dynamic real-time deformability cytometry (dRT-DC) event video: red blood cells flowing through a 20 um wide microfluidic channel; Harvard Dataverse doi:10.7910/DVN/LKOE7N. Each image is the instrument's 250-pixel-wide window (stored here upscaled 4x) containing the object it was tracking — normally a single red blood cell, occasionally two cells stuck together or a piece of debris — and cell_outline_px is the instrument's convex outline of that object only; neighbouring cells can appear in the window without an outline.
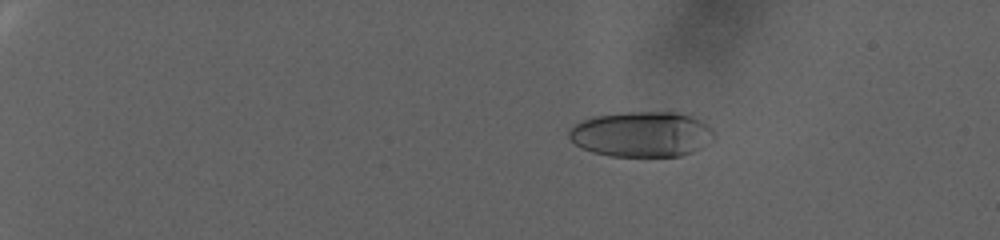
{"species": "human", "species_latin": "Homo sapiens", "temperature_condition": "warm", "stored_images_in_passage": 98, "camera_frame_rate_fps": 3000, "um_per_image_px": 0.085, "donor": {"sex": "female"}, "frame": {"image": 1, "passage_image": 22, "time_ms": 7.0, "image_size_px": [1000, 240], "cell_outline_px": [[716, 136], [712, 140], [700, 148], [692, 152], [680, 156], [612, 156], [592, 152], [576, 144], [568, 136], [568, 128], [580, 120], [592, 116], [624, 112], [676, 112], [700, 120], [708, 124], [712, 128]], "centroid_in_image_um": [54.53, 11.4], "position_along_channel_um": 30.5, "area_um2": 38.55}}
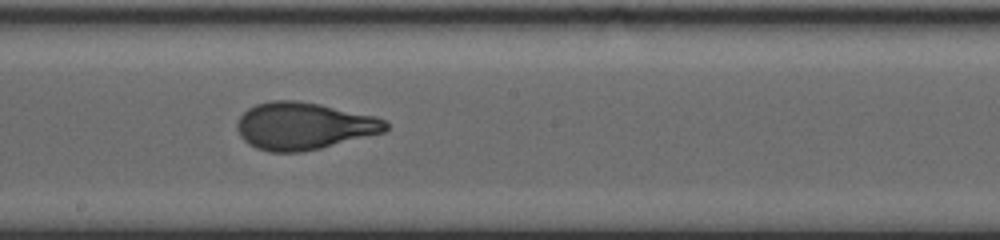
{"frame": {"image": 2, "passage_image": 63, "time_ms": 20.667, "image_size_px": [1000, 240], "cell_outline_px": [[388, 128], [384, 132], [320, 148], [300, 152], [268, 152], [256, 148], [248, 144], [240, 136], [236, 128], [236, 124], [240, 116], [248, 108], [256, 104], [272, 100], [296, 100], [320, 104], [376, 116], [384, 120], [388, 124]], "centroid_in_image_um": [25.79, 10.7], "position_along_channel_um": 222.4, "area_um2": 40.92}}
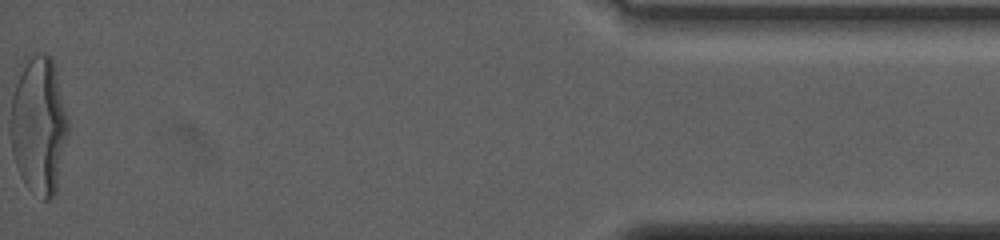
{"frame": {"image": 3, "passage_image": 98, "time_ms": 32.333, "image_size_px": [1000, 240], "cell_outline_px": [[68, 132], [56, 192], [48, 200], [44, 200], [28, 188], [24, 184], [20, 176], [12, 152], [12, 96], [24, 56], [32, 52], [44, 52], [52, 56], [68, 116]], "centroid_in_image_um": [3.31, 10.59], "position_along_channel_um": 431.9, "area_um2": 46.36}, "authors_computed_cell_mechanics": {"area_um2": 40.6623, "velocity_mm_per_s": 2.3632, "shape_relaxation_time_tau1_ms": 10.1357, "shape_relaxation_time_tau2_ms": null, "deformation_change_tau1": 0.2903, "deformation_change_tau2": null}}